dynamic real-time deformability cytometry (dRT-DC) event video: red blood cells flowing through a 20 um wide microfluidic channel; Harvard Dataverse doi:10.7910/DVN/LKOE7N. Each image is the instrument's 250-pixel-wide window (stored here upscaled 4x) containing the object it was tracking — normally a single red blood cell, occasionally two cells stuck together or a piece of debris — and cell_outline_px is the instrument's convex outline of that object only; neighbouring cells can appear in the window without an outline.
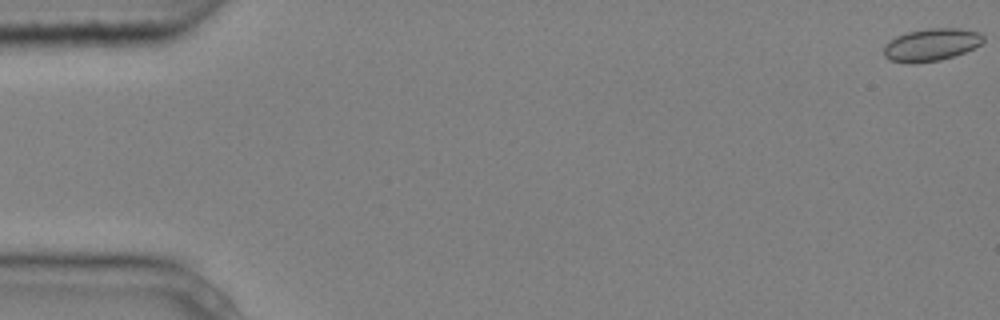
{"species": "common noctule bat (a hibernating species)", "species_latin": "Nyctalus noctula", "temperature_condition": "cold", "stored_images_in_passage": 8, "camera_frame_rate_fps": 3000, "um_per_image_px": 0.085, "animal": {"sex": "male", "body_mass_g": 20.4}, "frame": {"image": 1, "passage_image": 1, "time_ms": 0.0, "image_size_px": [1000, 320], "cell_outline_px": [[984, 40], [980, 44], [964, 52], [940, 60], [912, 64], [888, 60], [884, 56], [884, 44], [896, 36], [908, 32], [924, 28], [960, 28], [980, 32], [984, 36]], "centroid_in_image_um": [79.13, 3.8], "position_along_channel_um": 5.9, "area_um2": 18.96}}
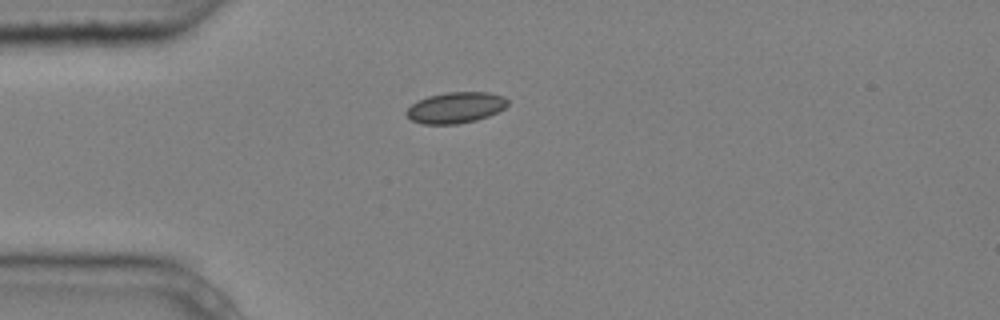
{"frame": {"image": 2, "passage_image": 5, "time_ms": 1.333, "image_size_px": [1000, 320], "cell_outline_px": [[508, 104], [504, 108], [488, 116], [476, 120], [456, 124], [424, 124], [412, 120], [404, 112], [412, 104], [428, 96], [444, 92], [488, 92], [504, 96], [508, 100]], "centroid_in_image_um": [38.74, 9.14], "position_along_channel_um": 46.3, "area_um2": 18.21}}
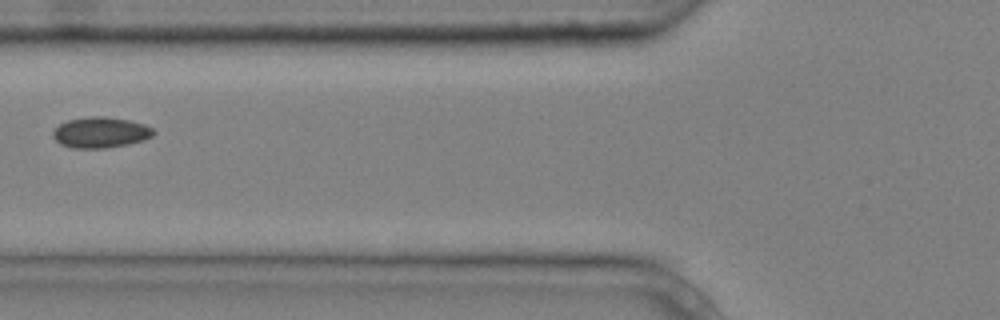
{"frame": {"image": 3, "passage_image": 7, "time_ms": 2.0, "image_size_px": [1000, 320], "cell_outline_px": [[156, 132], [152, 136], [144, 140], [128, 144], [108, 148], [72, 148], [60, 144], [52, 136], [52, 132], [60, 124], [68, 120], [88, 116], [104, 116], [128, 120], [144, 124], [152, 128]], "centroid_in_image_um": [8.55, 11.26], "position_along_channel_um": 117.3, "area_um2": 18.09}}